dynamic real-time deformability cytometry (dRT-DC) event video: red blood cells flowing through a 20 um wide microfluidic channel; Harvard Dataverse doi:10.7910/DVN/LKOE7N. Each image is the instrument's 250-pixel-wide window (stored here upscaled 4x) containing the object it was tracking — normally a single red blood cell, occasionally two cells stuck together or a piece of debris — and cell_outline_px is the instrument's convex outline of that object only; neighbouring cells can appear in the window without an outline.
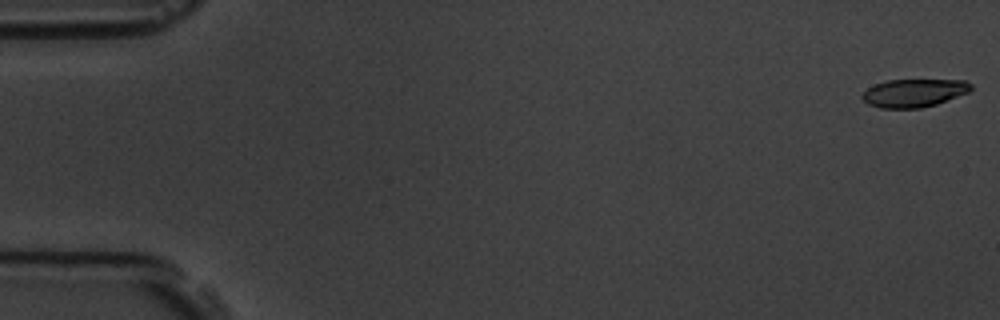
{"species": "common noctule bat (a hibernating species)", "species_latin": "Nyctalus noctula", "temperature_condition": "room temperature", "stored_images_in_passage": 57, "camera_frame_rate_fps": 3000, "um_per_image_px": 0.085, "animal": {"sex": "male", "body_mass_g": 19.5, "forearm_length_mm": 54.6}, "frame": {"image": 1, "passage_image": 1, "time_ms": 0.0, "image_size_px": [1000, 320], "cell_outline_px": [[972, 88], [968, 92], [936, 104], [920, 108], [880, 108], [868, 104], [860, 96], [868, 88], [876, 84], [888, 80], [964, 80], [972, 84]], "centroid_in_image_um": [77.68, 7.9], "position_along_channel_um": 7.3, "area_um2": 17.63}}
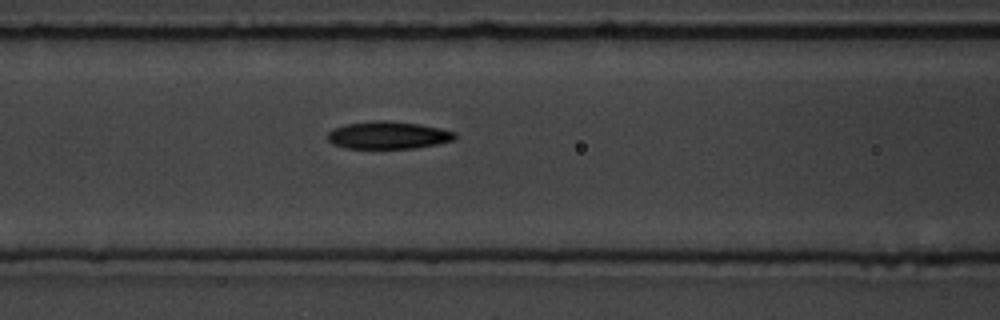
{"frame": {"image": 2, "passage_image": 24, "time_ms": 7.667, "image_size_px": [1000, 320], "cell_outline_px": [[456, 136], [452, 140], [436, 144], [416, 148], [344, 148], [332, 144], [328, 140], [328, 132], [332, 128], [344, 124], [372, 120], [388, 120], [420, 124], [440, 128], [456, 132]], "centroid_in_image_um": [32.95, 11.48], "position_along_channel_um": 133.7, "area_um2": 20.58}}
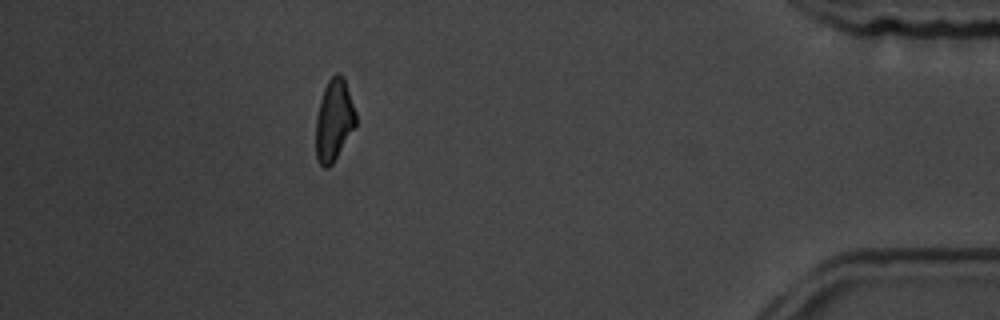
{"frame": {"image": 3, "passage_image": 51, "time_ms": 16.667, "image_size_px": [1000, 320], "cell_outline_px": [[356, 124], [332, 164], [328, 168], [324, 168], [316, 160], [316, 116], [320, 100], [324, 88], [328, 80], [336, 72], [340, 72], [344, 76], [356, 112]], "centroid_in_image_um": [28.38, 10.18], "position_along_channel_um": 406.8, "area_um2": 19.07}, "authors_computed_cell_mechanics": {"area_um2": 19.7098, "velocity_mm_per_s": 3.6026, "shape_relaxation_time_tau1_ms": 2.9179, "shape_relaxation_time_tau2_ms": 6.3261, "deformation_change_tau1": 0.1442, "deformation_change_tau2": 0.1495}}